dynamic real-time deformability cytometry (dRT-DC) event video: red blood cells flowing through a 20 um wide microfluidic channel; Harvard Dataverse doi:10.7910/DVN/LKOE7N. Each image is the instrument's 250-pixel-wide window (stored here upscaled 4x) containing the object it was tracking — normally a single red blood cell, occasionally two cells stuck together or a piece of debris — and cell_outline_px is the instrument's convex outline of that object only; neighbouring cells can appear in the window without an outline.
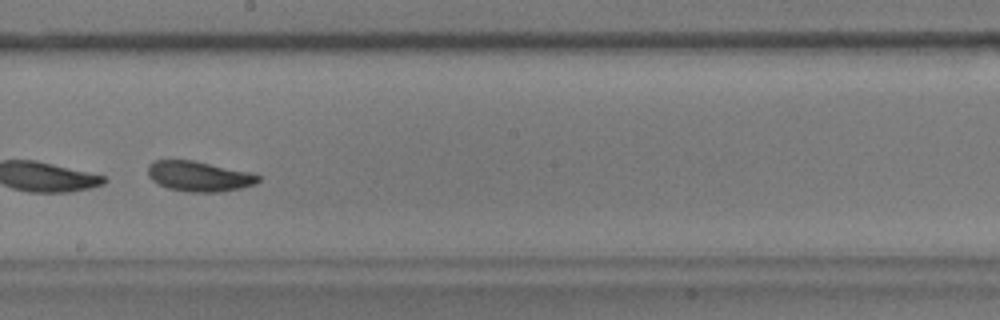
{"species": "common noctule bat (a hibernating species)", "species_latin": "Nyctalus noctula", "temperature_condition": "warm", "stored_images_in_passage": 43, "camera_frame_rate_fps": 3000, "um_per_image_px": 0.085, "animal": {"sex": "male", "body_mass_g": 17.9}, "frame": {"image": 1, "passage_image": 19, "time_ms": 6.0, "image_size_px": [1000, 320], "cell_outline_px": [[260, 180], [256, 184], [240, 188], [216, 192], [188, 192], [168, 188], [152, 180], [148, 176], [148, 164], [152, 160], [192, 160], [248, 172], [260, 176]], "centroid_in_image_um": [16.88, 14.98], "position_along_channel_um": 231.3, "area_um2": 19.25}, "authors_computed_cell_mechanics": {"area_um2": 19.652, "velocity_mm_per_s": 3.5608, "shape_relaxation_time_tau1_ms": 3.1048, "shape_relaxation_time_tau2_ms": 2.501, "deformation_change_tau1": 0.1319, "deformation_change_tau2": 0.071}}